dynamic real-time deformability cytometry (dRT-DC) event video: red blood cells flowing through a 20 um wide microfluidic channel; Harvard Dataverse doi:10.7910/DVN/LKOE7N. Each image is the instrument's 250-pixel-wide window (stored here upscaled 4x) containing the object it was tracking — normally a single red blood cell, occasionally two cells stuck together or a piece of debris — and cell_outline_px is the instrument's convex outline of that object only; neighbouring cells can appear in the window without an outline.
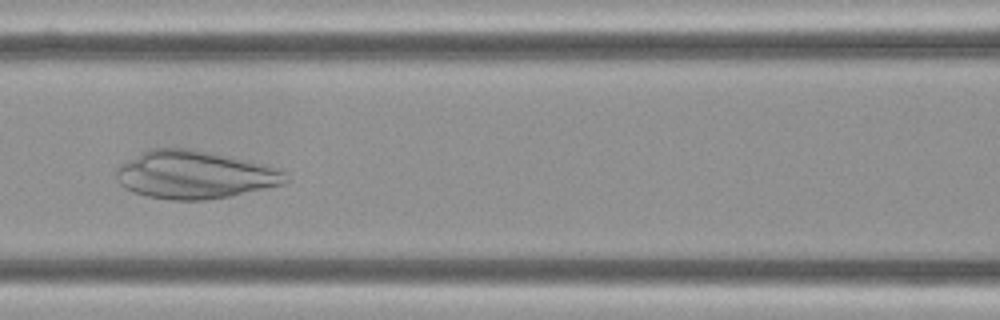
{"species": "Egyptian fruit bat (a non-hibernating species)", "species_latin": "Rousettus aegyptiacus", "temperature_condition": "cold", "stored_images_in_passage": 46, "camera_frame_rate_fps": 3000, "um_per_image_px": 0.085, "frame": {"image": 1, "passage_image": 14, "time_ms": 4.333, "image_size_px": [1000, 320], "cell_outline_px": [[288, 180], [284, 184], [228, 196], [204, 200], [172, 200], [148, 196], [132, 192], [124, 188], [116, 180], [116, 168], [120, 164], [148, 148], [188, 148], [284, 172]], "centroid_in_image_um": [16.36, 14.88], "position_along_channel_um": 150.2, "area_um2": 45.89}}